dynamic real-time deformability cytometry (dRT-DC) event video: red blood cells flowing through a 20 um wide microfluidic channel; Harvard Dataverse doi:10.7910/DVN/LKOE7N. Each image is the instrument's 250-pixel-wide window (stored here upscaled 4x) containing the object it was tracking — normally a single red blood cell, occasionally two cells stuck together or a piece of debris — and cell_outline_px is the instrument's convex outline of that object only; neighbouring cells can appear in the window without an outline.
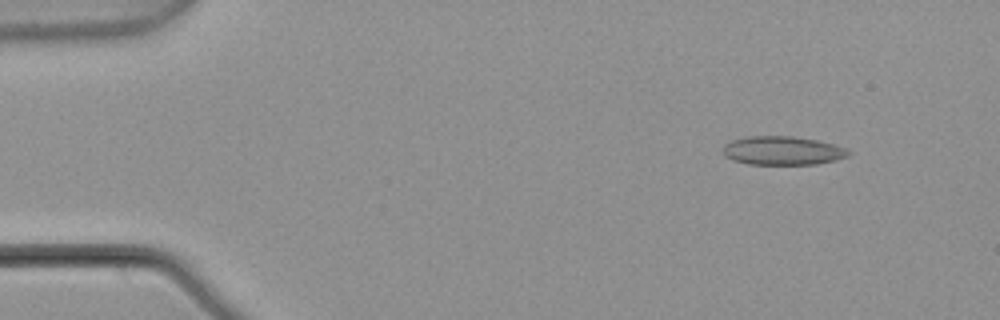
{"species": "common noctule bat (a hibernating species)", "species_latin": "Nyctalus noctula", "temperature_condition": "warm", "stored_images_in_passage": 5, "camera_frame_rate_fps": 3000, "um_per_image_px": 0.085, "animal": {"sex": "male", "body_mass_g": 21.5, "forearm_length_mm": 52.0}, "frame": {"image": 1, "passage_image": 2, "time_ms": 0.333, "image_size_px": [1000, 320], "cell_outline_px": [[852, 152], [848, 156], [836, 160], [816, 164], [748, 164], [732, 160], [724, 156], [724, 144], [732, 140], [748, 136], [792, 136], [816, 140], [848, 148]], "centroid_in_image_um": [66.53, 12.8], "position_along_channel_um": 18.5, "area_um2": 21.04}}